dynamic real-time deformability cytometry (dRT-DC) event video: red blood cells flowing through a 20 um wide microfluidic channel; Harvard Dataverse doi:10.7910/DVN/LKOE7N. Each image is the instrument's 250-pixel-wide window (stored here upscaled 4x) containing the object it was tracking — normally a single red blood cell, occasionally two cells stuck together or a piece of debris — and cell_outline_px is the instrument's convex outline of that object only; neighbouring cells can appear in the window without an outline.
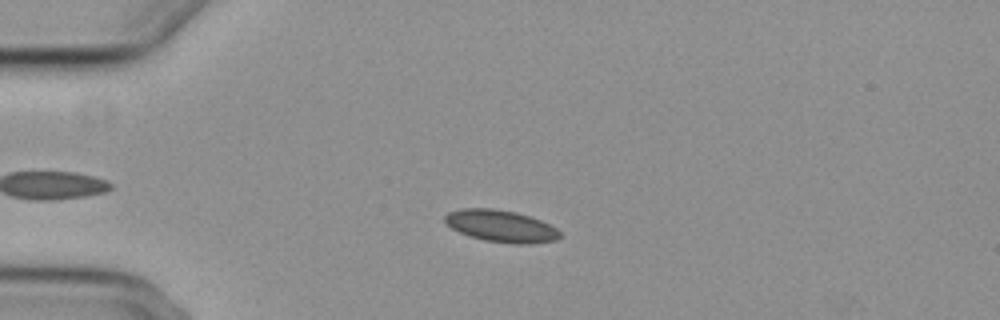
{"species": "common noctule bat (a hibernating species)", "species_latin": "Nyctalus noctula", "temperature_condition": "cold", "stored_images_in_passage": 20, "camera_frame_rate_fps": 3000, "um_per_image_px": 0.085, "animal": {"sex": "female", "body_mass_g": 29.2, "forearm_length_mm": 56.3}, "frame": {"image": 1, "passage_image": 13, "time_ms": 4.0, "image_size_px": [1000, 320], "cell_outline_px": [[564, 236], [556, 240], [532, 244], [512, 244], [484, 240], [468, 236], [452, 228], [444, 220], [444, 216], [448, 212], [460, 208], [492, 208], [516, 212], [540, 220], [556, 228]], "centroid_in_image_um": [42.6, 19.22], "position_along_channel_um": 42.4, "area_um2": 21.56}}
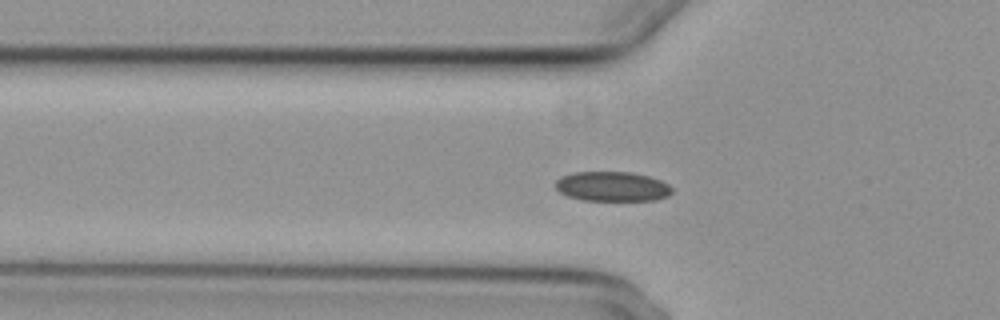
{"frame": {"image": 2, "passage_image": 18, "time_ms": 5.667, "image_size_px": [1000, 320], "cell_outline_px": [[672, 192], [668, 196], [656, 200], [584, 200], [568, 196], [560, 192], [556, 188], [556, 180], [560, 176], [572, 172], [632, 172], [648, 176], [660, 180], [668, 184], [672, 188]], "centroid_in_image_um": [52.04, 15.84], "position_along_channel_um": 73.8, "area_um2": 20.17}}